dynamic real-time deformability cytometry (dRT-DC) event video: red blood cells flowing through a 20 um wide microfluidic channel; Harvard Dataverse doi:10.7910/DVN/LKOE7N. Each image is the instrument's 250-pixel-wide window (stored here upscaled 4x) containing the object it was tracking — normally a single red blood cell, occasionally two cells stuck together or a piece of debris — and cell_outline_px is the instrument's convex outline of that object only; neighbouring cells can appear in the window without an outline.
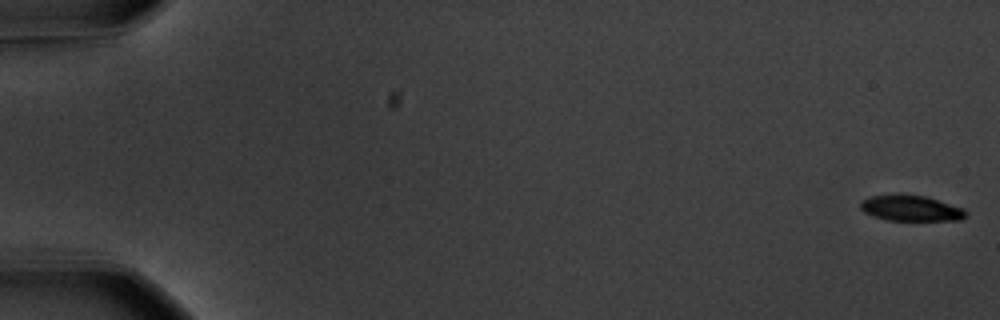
{"species": "common noctule bat (a hibernating species)", "species_latin": "Nyctalus noctula", "temperature_condition": "warm", "stored_images_in_passage": 57, "camera_frame_rate_fps": 3000, "um_per_image_px": 0.085, "animal": {"sex": "male", "body_mass_g": 20.1, "forearm_length_mm": 53.5}, "frame": {"image": 1, "passage_image": 1, "time_ms": 0.0, "image_size_px": [1000, 320], "cell_outline_px": [[968, 212], [960, 220], [888, 220], [872, 216], [864, 212], [860, 208], [860, 200], [872, 196], [900, 192], [924, 196], [964, 208]], "centroid_in_image_um": [77.37, 17.67], "position_along_channel_um": 7.6, "area_um2": 16.07}}
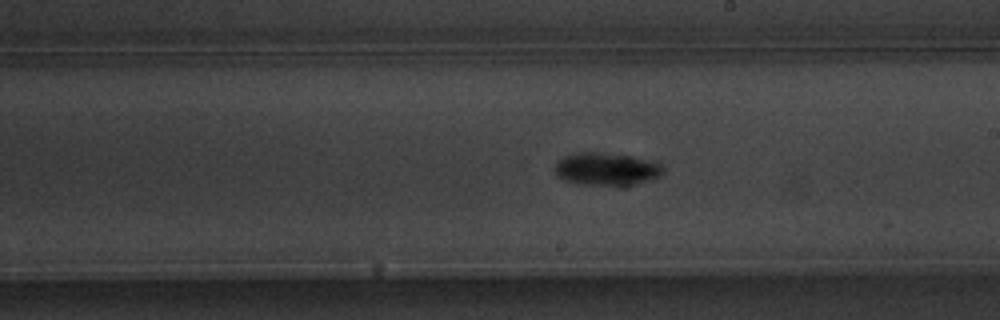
{"frame": {"image": 2, "passage_image": 34, "time_ms": 11.0, "image_size_px": [1000, 320], "cell_outline_px": [[664, 172], [660, 176], [648, 180], [620, 188], [580, 184], [564, 180], [556, 176], [556, 164], [564, 156], [576, 152], [596, 152], [628, 156], [656, 160], [664, 168]], "centroid_in_image_um": [51.59, 14.4], "position_along_channel_um": 237.4, "area_um2": 21.15}}
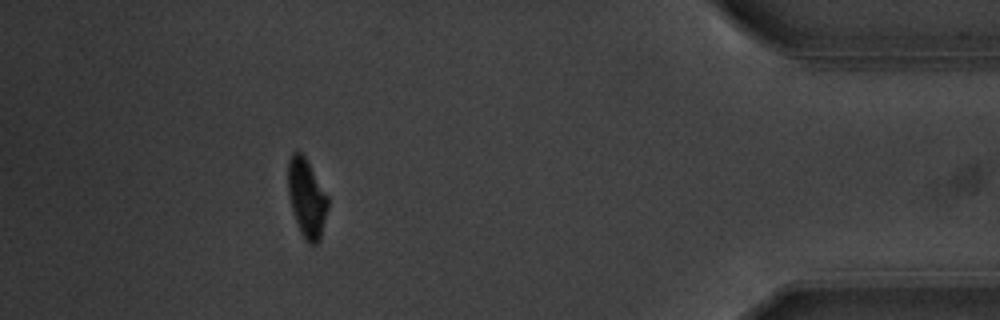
{"frame": {"image": 3, "passage_image": 52, "time_ms": 17.0, "image_size_px": [1000, 320], "cell_outline_px": [[328, 208], [320, 240], [316, 244], [308, 244], [304, 240], [300, 232], [292, 208], [288, 192], [288, 160], [292, 152], [300, 152], [304, 156], [328, 196]], "centroid_in_image_um": [26.07, 16.87], "position_along_channel_um": 409.1, "area_um2": 18.09}, "authors_computed_cell_mechanics": {"area_um2": 18.2648, "velocity_mm_per_s": 3.6206, "shape_relaxation_time_tau1_ms": 1.5805, "shape_relaxation_time_tau2_ms": 3.1135, "deformation_change_tau1": 0.1743, "deformation_change_tau2": 0.0697}}